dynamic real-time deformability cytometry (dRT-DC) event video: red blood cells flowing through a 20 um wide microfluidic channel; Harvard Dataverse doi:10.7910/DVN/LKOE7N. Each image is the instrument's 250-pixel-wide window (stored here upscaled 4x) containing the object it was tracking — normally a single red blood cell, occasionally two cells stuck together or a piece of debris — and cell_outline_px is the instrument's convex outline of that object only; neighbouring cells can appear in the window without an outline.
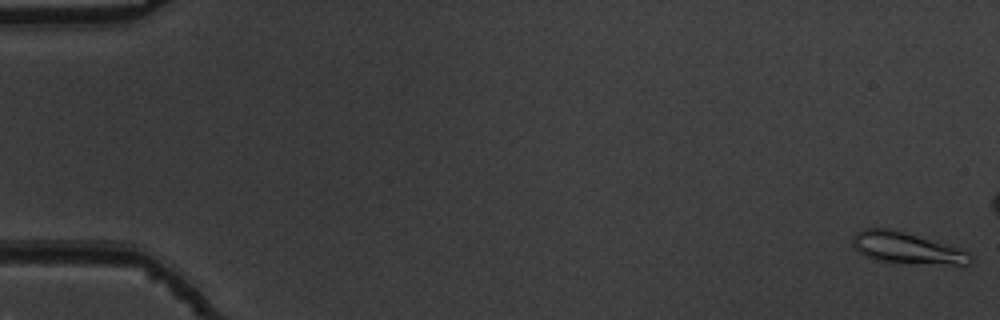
{"species": "common noctule bat (a hibernating species)", "species_latin": "Nyctalus noctula", "temperature_condition": "warm", "stored_images_in_passage": 17, "camera_frame_rate_fps": 3000, "um_per_image_px": 0.085, "animal": {"sex": "male", "body_mass_g": 19.5, "forearm_length_mm": 54.6}, "frame": {"image": 1, "passage_image": 1, "time_ms": 0.0, "image_size_px": [1000, 320], "cell_outline_px": [[972, 260], [968, 264], [952, 264], [872, 260], [864, 256], [852, 244], [852, 236], [856, 232], [864, 228], [892, 228], [960, 248], [968, 252], [972, 256]], "centroid_in_image_um": [77.02, 21.05], "position_along_channel_um": 8.0, "area_um2": 21.21}}